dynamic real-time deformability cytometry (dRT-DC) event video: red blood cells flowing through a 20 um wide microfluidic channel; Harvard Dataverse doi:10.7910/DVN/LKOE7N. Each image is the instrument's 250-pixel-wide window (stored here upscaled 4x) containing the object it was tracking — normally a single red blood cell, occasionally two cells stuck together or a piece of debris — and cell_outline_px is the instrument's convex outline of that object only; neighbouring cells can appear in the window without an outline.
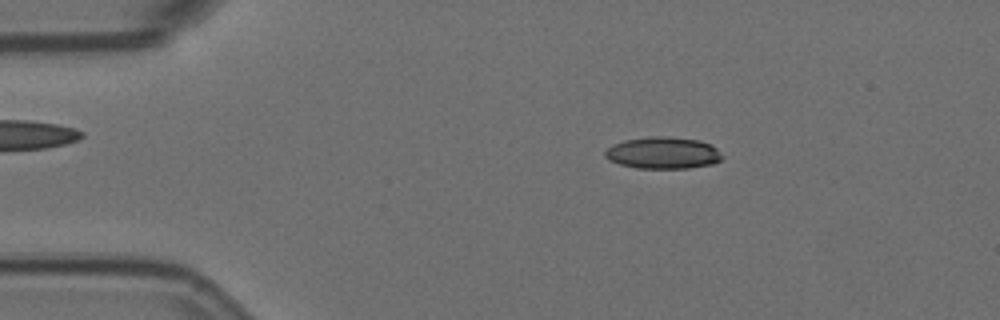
{"species": "Egyptian fruit bat (a non-hibernating species)", "species_latin": "Rousettus aegyptiacus", "temperature_condition": "room temperature", "stored_images_in_passage": 57, "camera_frame_rate_fps": 3000, "um_per_image_px": 0.085, "animal": {"sex": "female"}, "frame": {"image": 1, "passage_image": 10, "time_ms": 3.0, "image_size_px": [1000, 320], "cell_outline_px": [[724, 156], [720, 160], [712, 164], [688, 168], [636, 168], [620, 164], [608, 160], [604, 156], [604, 152], [612, 144], [624, 140], [652, 136], [668, 136], [700, 140], [712, 144]], "centroid_in_image_um": [56.36, 12.99], "position_along_channel_um": 28.6, "area_um2": 21.91}}
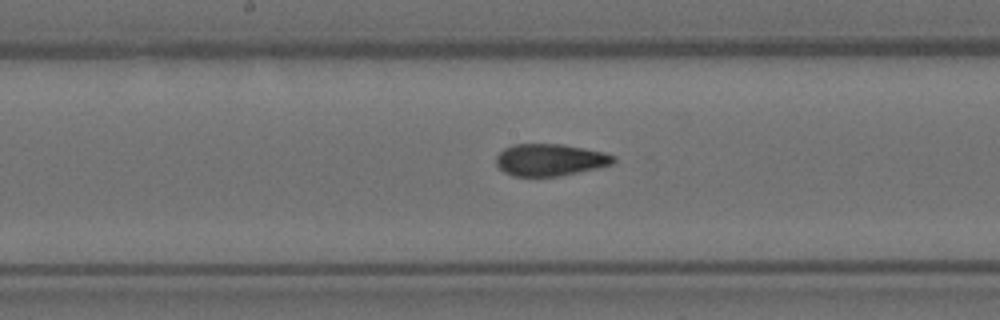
{"frame": {"image": 2, "passage_image": 29, "time_ms": 9.333, "image_size_px": [1000, 320], "cell_outline_px": [[616, 160], [612, 164], [596, 168], [560, 176], [512, 176], [504, 172], [496, 164], [496, 156], [504, 148], [512, 144], [564, 144], [604, 152], [616, 156]], "centroid_in_image_um": [46.75, 13.58], "position_along_channel_um": 201.5, "area_um2": 21.96}}
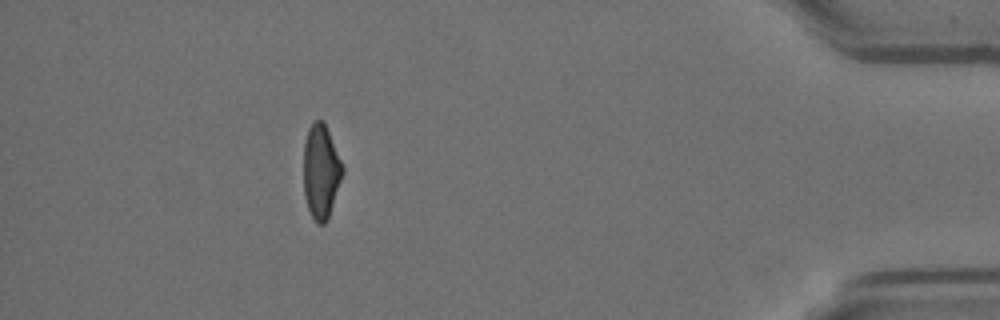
{"frame": {"image": 3, "passage_image": 51, "time_ms": 16.667, "image_size_px": [1000, 320], "cell_outline_px": [[344, 172], [328, 220], [324, 224], [316, 224], [308, 208], [304, 196], [304, 140], [308, 128], [312, 120], [324, 120], [344, 164]], "centroid_in_image_um": [27.3, 14.54], "position_along_channel_um": 407.9, "area_um2": 21.96}, "authors_computed_cell_mechanics": {"area_um2": 21.964, "velocity_mm_per_s": 3.5715, "shape_relaxation_time_tau1_ms": null, "shape_relaxation_time_tau2_ms": 1.541, "deformation_change_tau1": null, "deformation_change_tau2": 0.0769}}